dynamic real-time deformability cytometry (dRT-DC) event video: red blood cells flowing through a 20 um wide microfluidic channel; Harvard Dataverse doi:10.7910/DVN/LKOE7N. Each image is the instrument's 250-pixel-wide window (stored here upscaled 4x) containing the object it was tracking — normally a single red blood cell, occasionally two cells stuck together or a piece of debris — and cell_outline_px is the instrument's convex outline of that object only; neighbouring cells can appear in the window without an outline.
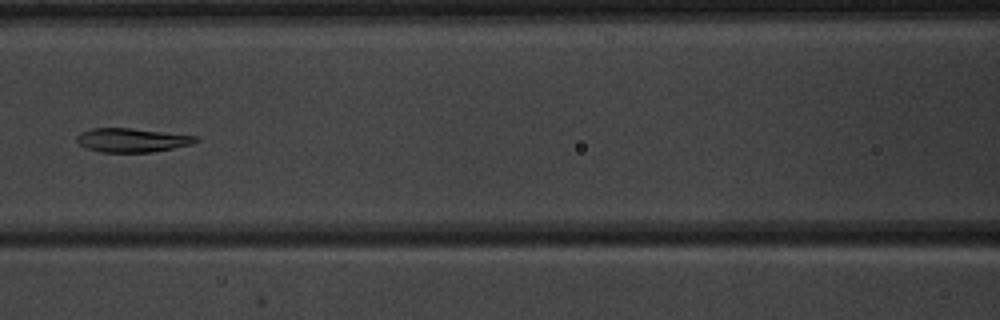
{"species": "common noctule bat (a hibernating species)", "species_latin": "Nyctalus noctula", "temperature_condition": "warm", "stored_images_in_passage": 6, "camera_frame_rate_fps": 3000, "um_per_image_px": 0.085, "animal": {"sex": "male", "body_mass_g": 20.1, "forearm_length_mm": 53.5}, "frame": {"image": 1, "passage_image": 5, "time_ms": 5.0, "image_size_px": [1000, 320], "cell_outline_px": [[200, 140], [192, 144], [152, 152], [100, 152], [84, 148], [76, 140], [76, 136], [80, 132], [92, 128], [132, 128], [200, 136]], "centroid_in_image_um": [11.22, 11.9], "position_along_channel_um": 155.4, "area_um2": 16.76}}
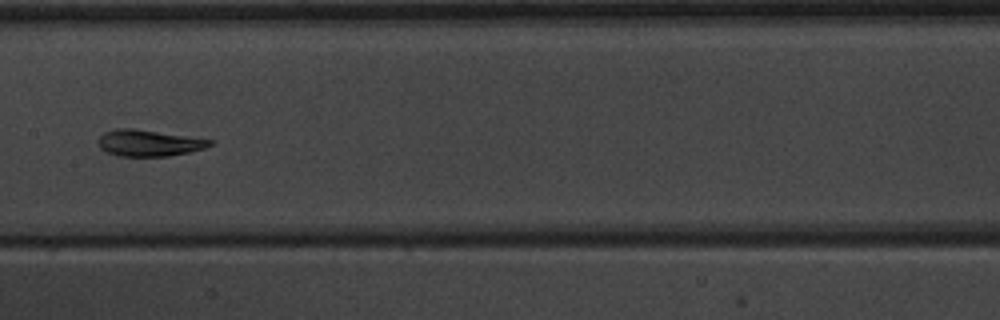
{"frame": {"image": 2, "passage_image": 6, "time_ms": 6.0, "image_size_px": [1000, 320], "cell_outline_px": [[216, 140], [212, 144], [204, 148], [188, 152], [168, 156], [120, 156], [108, 152], [100, 148], [96, 140], [104, 132], [116, 128], [132, 128]], "centroid_in_image_um": [12.64, 12.15], "position_along_channel_um": 194.8, "area_um2": 17.17}}